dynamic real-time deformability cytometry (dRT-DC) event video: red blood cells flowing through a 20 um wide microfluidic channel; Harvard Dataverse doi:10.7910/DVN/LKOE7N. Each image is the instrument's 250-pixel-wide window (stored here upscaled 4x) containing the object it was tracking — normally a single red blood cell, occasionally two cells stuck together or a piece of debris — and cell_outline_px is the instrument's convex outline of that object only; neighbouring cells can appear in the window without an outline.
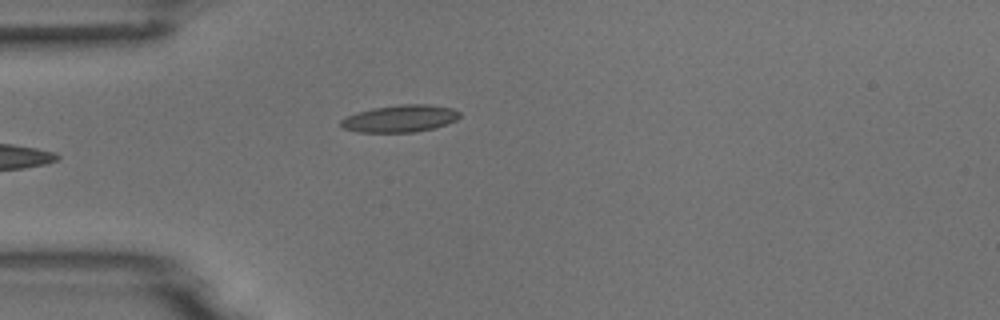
{"species": "common noctule bat (a hibernating species)", "species_latin": "Nyctalus noctula", "temperature_condition": "room temperature", "stored_images_in_passage": 5, "camera_frame_rate_fps": 3000, "um_per_image_px": 0.085, "animal": {"sex": "male", "body_mass_g": 18.8}, "frame": {"image": 1, "passage_image": 5, "time_ms": 4.667, "image_size_px": [1000, 320], "cell_outline_px": [[460, 116], [456, 120], [448, 124], [436, 128], [416, 132], [360, 132], [344, 128], [340, 124], [340, 120], [356, 112], [372, 108], [400, 104], [428, 104], [452, 108], [460, 112]], "centroid_in_image_um": [34.04, 10.07], "position_along_channel_um": 51.0, "area_um2": 18.9}}